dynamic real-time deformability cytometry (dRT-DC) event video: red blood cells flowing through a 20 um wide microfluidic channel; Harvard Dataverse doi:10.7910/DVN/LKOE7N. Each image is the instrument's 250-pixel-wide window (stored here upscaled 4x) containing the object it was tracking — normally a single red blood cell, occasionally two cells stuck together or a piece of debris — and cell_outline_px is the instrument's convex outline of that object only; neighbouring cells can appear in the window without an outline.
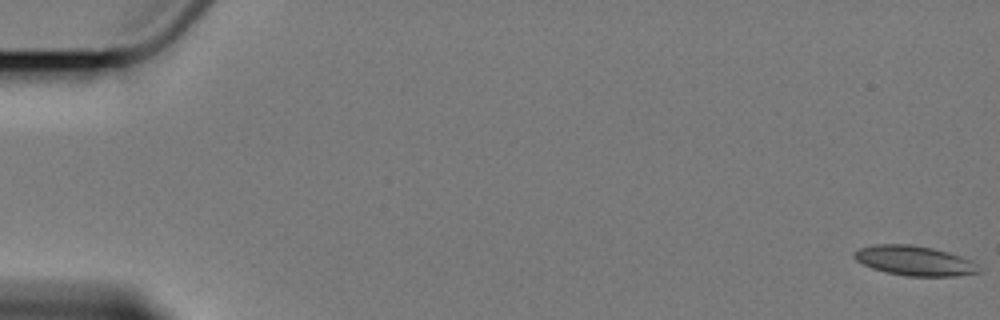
{"species": "Egyptian fruit bat (a non-hibernating species)", "species_latin": "Rousettus aegyptiacus", "temperature_condition": "cold", "stored_images_in_passage": 7, "camera_frame_rate_fps": 3000, "um_per_image_px": 0.085, "animal": {"sex": "female"}, "frame": {"image": 1, "passage_image": 1, "time_ms": 0.0, "image_size_px": [1000, 320], "cell_outline_px": [[984, 268], [980, 272], [956, 276], [908, 276], [888, 272], [872, 268], [856, 260], [852, 256], [852, 252], [860, 248], [872, 244], [912, 244], [932, 248], [948, 252], [972, 260]], "centroid_in_image_um": [77.76, 22.15], "position_along_channel_um": 7.2, "area_um2": 21.79}}
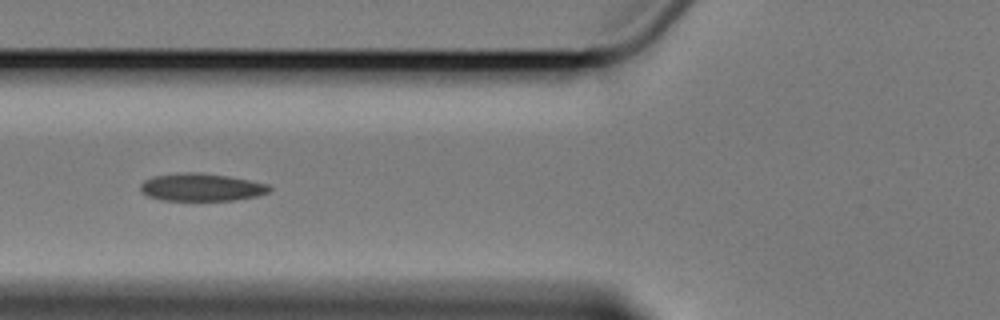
{"frame": {"image": 2, "passage_image": 7, "time_ms": 7.667, "image_size_px": [1000, 320], "cell_outline_px": [[272, 188], [268, 192], [256, 196], [236, 200], [160, 200], [148, 196], [140, 192], [140, 184], [144, 180], [152, 176], [184, 172], [200, 172], [228, 176], [268, 184]], "centroid_in_image_um": [17.08, 15.91], "position_along_channel_um": 108.7, "area_um2": 20.87}}